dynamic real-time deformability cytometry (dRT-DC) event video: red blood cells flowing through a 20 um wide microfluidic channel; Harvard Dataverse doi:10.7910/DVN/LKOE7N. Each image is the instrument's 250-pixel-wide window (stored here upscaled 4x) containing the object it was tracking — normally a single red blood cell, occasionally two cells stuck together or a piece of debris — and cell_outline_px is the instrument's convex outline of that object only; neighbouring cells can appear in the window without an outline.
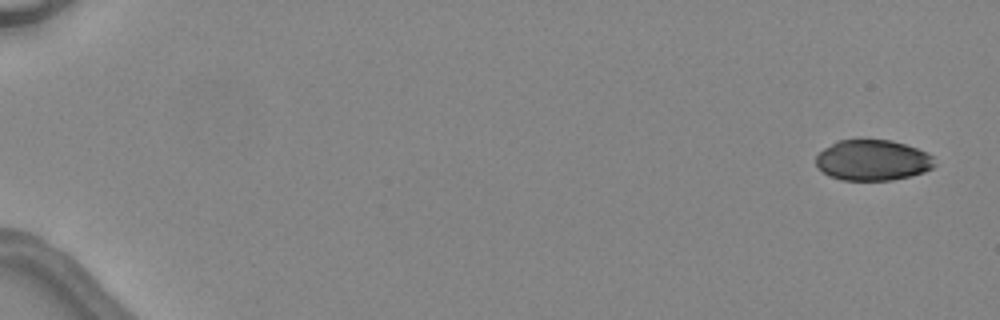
{"species": "common noctule bat (a hibernating species)", "species_latin": "Nyctalus noctula", "temperature_condition": "warm", "stored_images_in_passage": 4, "camera_frame_rate_fps": 3000, "um_per_image_px": 0.085, "animal": {"sex": "female", "body_mass_g": 24.6, "forearm_length_mm": 56.2}, "frame": {"image": 1, "passage_image": 1, "time_ms": 0.0, "image_size_px": [1000, 320], "cell_outline_px": [[936, 164], [932, 168], [924, 172], [892, 180], [840, 180], [828, 176], [816, 164], [816, 156], [824, 148], [836, 140], [892, 140], [928, 152], [932, 156]], "centroid_in_image_um": [74.17, 13.62], "position_along_channel_um": 10.8, "area_um2": 28.15}}
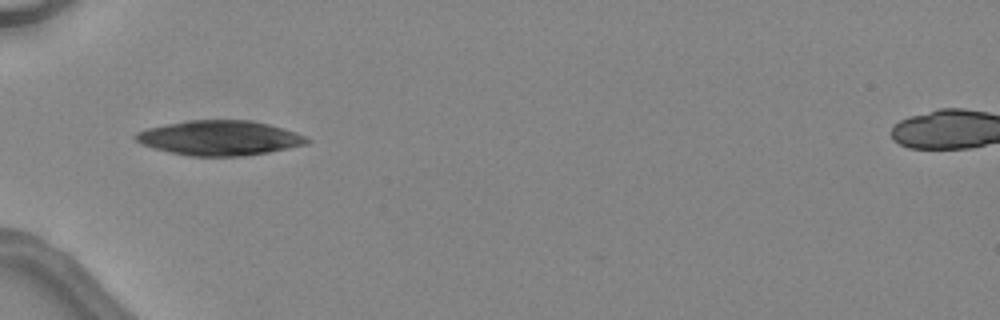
{"frame": {"image": 2, "passage_image": 4, "time_ms": 5.333, "image_size_px": [1000, 320], "cell_outline_px": [[312, 140], [308, 144], [268, 152], [244, 156], [188, 156], [168, 152], [152, 148], [140, 144], [132, 136], [136, 132], [148, 128], [188, 120], [252, 120], [268, 124], [296, 132]], "centroid_in_image_um": [18.64, 11.73], "position_along_channel_um": 66.4, "area_um2": 34.85}}